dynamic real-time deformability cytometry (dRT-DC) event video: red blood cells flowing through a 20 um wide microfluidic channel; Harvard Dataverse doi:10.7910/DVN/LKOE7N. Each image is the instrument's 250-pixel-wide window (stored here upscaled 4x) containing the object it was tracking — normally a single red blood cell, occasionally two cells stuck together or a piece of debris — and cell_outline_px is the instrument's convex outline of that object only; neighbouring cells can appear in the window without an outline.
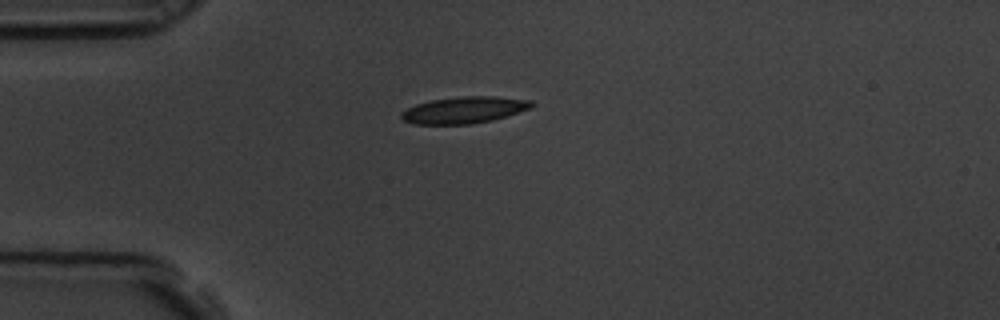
{"species": "common noctule bat (a hibernating species)", "species_latin": "Nyctalus noctula", "temperature_condition": "room temperature", "stored_images_in_passage": 12, "camera_frame_rate_fps": 3000, "um_per_image_px": 0.085, "animal": {"sex": "male", "body_mass_g": 19.5, "forearm_length_mm": 54.6}, "frame": {"image": 1, "passage_image": 1, "time_ms": 0.0, "image_size_px": [1000, 320], "cell_outline_px": [[536, 104], [532, 108], [508, 116], [492, 120], [472, 124], [412, 124], [404, 120], [400, 116], [400, 112], [416, 104], [432, 100], [460, 96], [496, 96], [532, 100]], "centroid_in_image_um": [39.5, 9.34], "position_along_channel_um": 45.5, "area_um2": 20.46}}
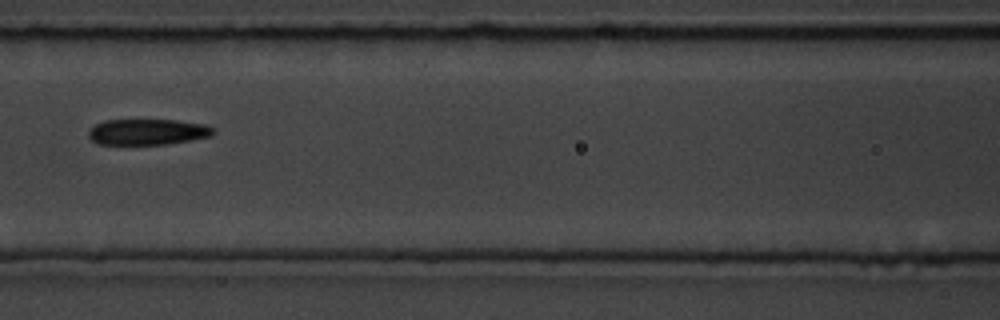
{"frame": {"image": 2, "passage_image": 4, "time_ms": 1.0, "image_size_px": [1000, 320], "cell_outline_px": [[216, 132], [212, 136], [192, 140], [168, 144], [100, 144], [92, 140], [88, 136], [88, 128], [104, 120], [176, 120], [204, 124], [216, 128]], "centroid_in_image_um": [12.58, 11.21], "position_along_channel_um": 154.0, "area_um2": 19.02}}
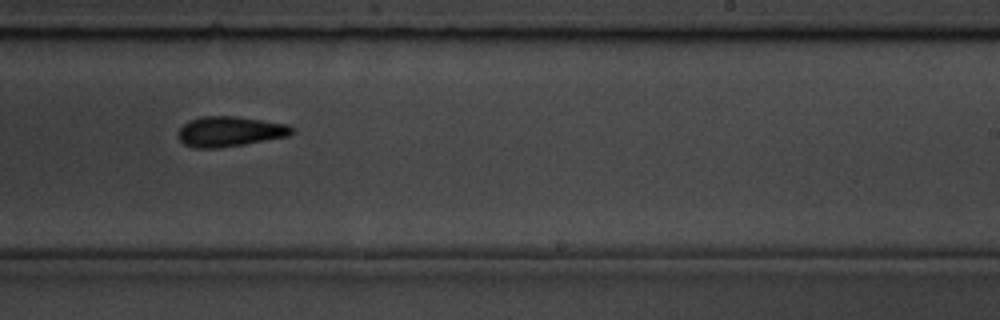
{"frame": {"image": 3, "passage_image": 7, "time_ms": 2.0, "image_size_px": [1000, 320], "cell_outline_px": [[296, 132], [288, 136], [244, 144], [216, 148], [192, 148], [184, 144], [180, 140], [176, 132], [188, 120], [204, 116], [236, 116], [288, 124]], "centroid_in_image_um": [19.51, 11.17], "position_along_channel_um": 269.5, "area_um2": 20.06}}